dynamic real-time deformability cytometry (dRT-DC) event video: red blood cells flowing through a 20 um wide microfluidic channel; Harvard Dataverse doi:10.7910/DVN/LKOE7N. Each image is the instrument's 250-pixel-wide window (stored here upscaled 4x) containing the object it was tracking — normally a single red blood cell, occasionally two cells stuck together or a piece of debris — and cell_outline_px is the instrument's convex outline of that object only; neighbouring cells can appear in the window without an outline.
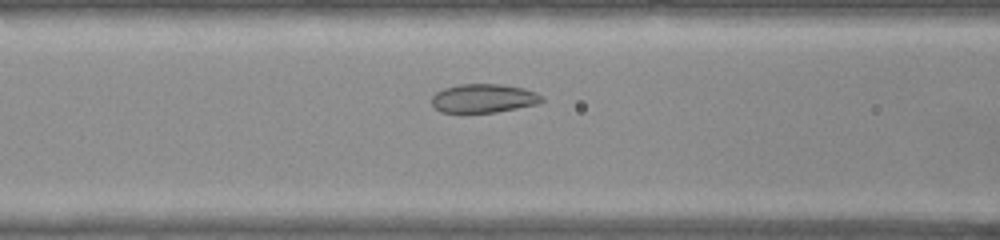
{"species": "common noctule bat (a hibernating species)", "species_latin": "Nyctalus noctula", "temperature_condition": "warm", "stored_images_in_passage": 30, "camera_frame_rate_fps": 3000, "um_per_image_px": 0.085, "animal": {"sex": "female", "body_mass_g": 22.0, "forearm_length_mm": 56.7}, "frame": {"image": 1, "passage_image": 8, "time_ms": 2.333, "image_size_px": [1000, 240], "cell_outline_px": [[544, 100], [536, 104], [496, 112], [440, 112], [432, 104], [432, 96], [436, 92], [444, 88], [460, 84], [500, 84], [524, 88], [536, 92], [544, 96]], "centroid_in_image_um": [41.12, 8.35], "position_along_channel_um": 125.5, "area_um2": 18.38}}
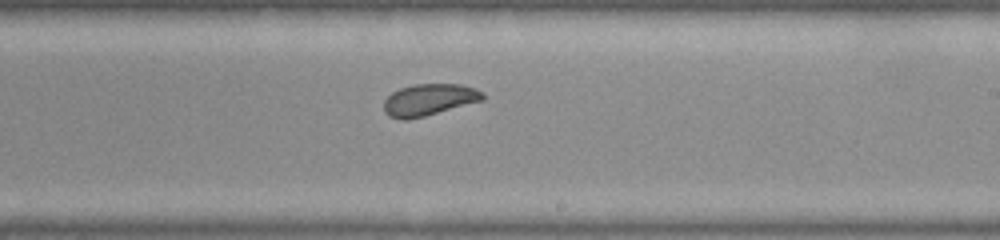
{"frame": {"image": 2, "passage_image": 18, "time_ms": 5.667, "image_size_px": [1000, 240], "cell_outline_px": [[484, 100], [424, 116], [408, 120], [400, 120], [388, 116], [384, 112], [384, 100], [392, 92], [400, 88], [416, 84], [460, 84], [476, 88], [484, 92]], "centroid_in_image_um": [36.46, 8.48], "position_along_channel_um": 252.5, "area_um2": 18.38}}
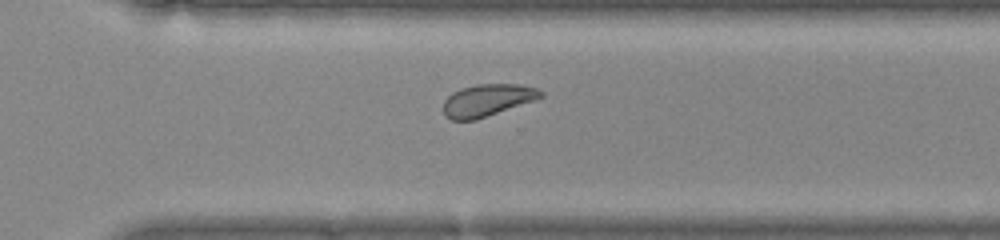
{"frame": {"image": 3, "passage_image": 24, "time_ms": 7.667, "image_size_px": [1000, 240], "cell_outline_px": [[544, 96], [536, 100], [476, 120], [452, 120], [444, 116], [444, 100], [452, 92], [460, 88], [476, 84], [520, 84], [536, 88], [544, 92]], "centroid_in_image_um": [41.43, 8.51], "position_along_channel_um": 329.2, "area_um2": 18.44}}